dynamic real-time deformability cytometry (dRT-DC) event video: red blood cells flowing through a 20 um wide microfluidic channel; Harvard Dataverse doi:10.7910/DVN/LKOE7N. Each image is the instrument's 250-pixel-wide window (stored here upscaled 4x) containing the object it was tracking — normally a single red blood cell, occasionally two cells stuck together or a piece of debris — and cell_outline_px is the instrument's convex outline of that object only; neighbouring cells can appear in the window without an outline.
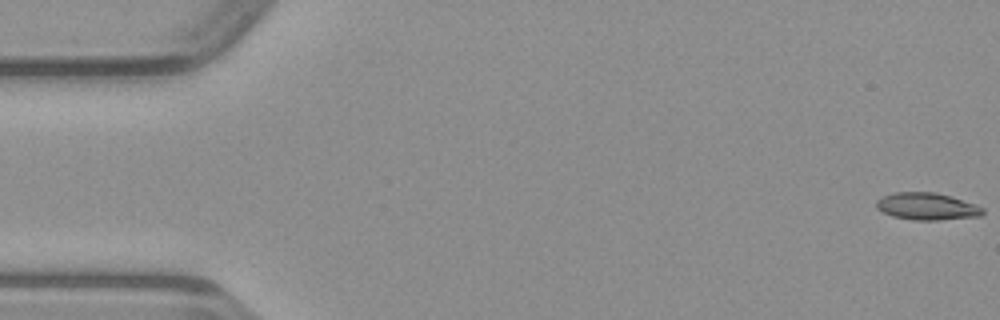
{"species": "common noctule bat (a hibernating species)", "species_latin": "Nyctalus noctula", "temperature_condition": "warm", "stored_images_in_passage": 49, "camera_frame_rate_fps": 3000, "um_per_image_px": 0.085, "animal": {"sex": "male", "body_mass_g": 23.1, "forearm_length_mm": 52.7}, "frame": {"image": 1, "passage_image": 1, "time_ms": 0.0, "image_size_px": [1000, 320], "cell_outline_px": [[984, 212], [980, 216], [940, 220], [912, 220], [892, 216], [876, 208], [876, 200], [884, 196], [896, 192], [936, 192], [952, 196], [976, 204], [984, 208]], "centroid_in_image_um": [78.81, 17.54], "position_along_channel_um": 6.2, "area_um2": 16.94}}
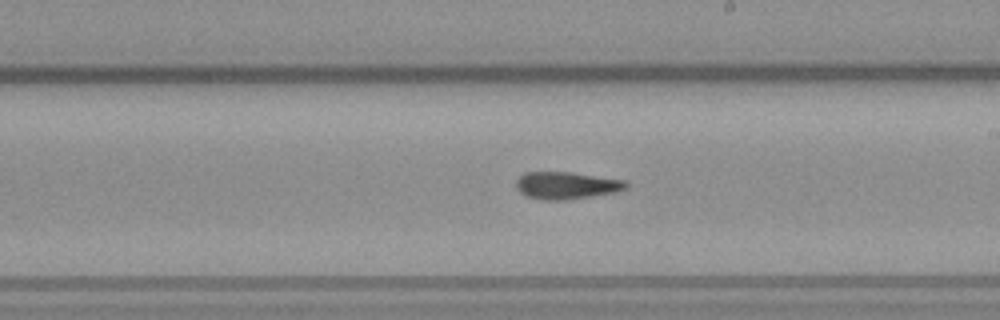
{"frame": {"image": 2, "passage_image": 28, "time_ms": 9.0, "image_size_px": [1000, 320], "cell_outline_px": [[628, 188], [616, 192], [592, 196], [564, 200], [544, 200], [528, 196], [520, 192], [516, 188], [516, 180], [524, 172], [572, 172], [628, 180]], "centroid_in_image_um": [48.19, 15.75], "position_along_channel_um": 240.8, "area_um2": 17.63}}
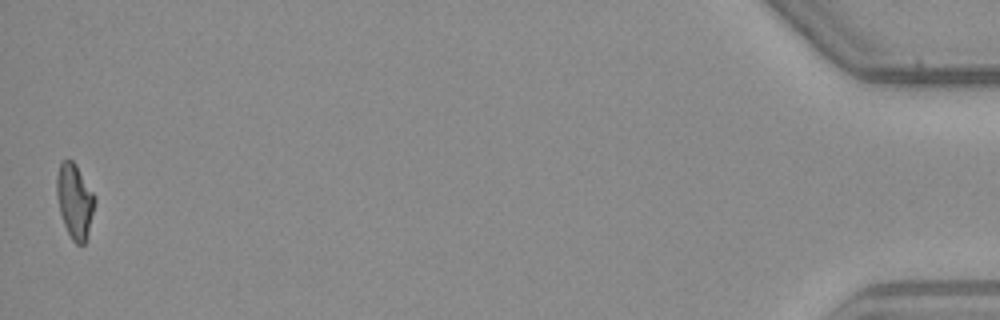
{"frame": {"image": 3, "passage_image": 49, "time_ms": 16.0, "image_size_px": [1000, 320], "cell_outline_px": [[96, 200], [88, 232], [84, 244], [76, 244], [72, 240], [64, 224], [60, 212], [56, 192], [56, 176], [60, 160], [72, 160], [76, 164], [96, 196]], "centroid_in_image_um": [6.35, 17.04], "position_along_channel_um": 428.9, "area_um2": 16.59}}